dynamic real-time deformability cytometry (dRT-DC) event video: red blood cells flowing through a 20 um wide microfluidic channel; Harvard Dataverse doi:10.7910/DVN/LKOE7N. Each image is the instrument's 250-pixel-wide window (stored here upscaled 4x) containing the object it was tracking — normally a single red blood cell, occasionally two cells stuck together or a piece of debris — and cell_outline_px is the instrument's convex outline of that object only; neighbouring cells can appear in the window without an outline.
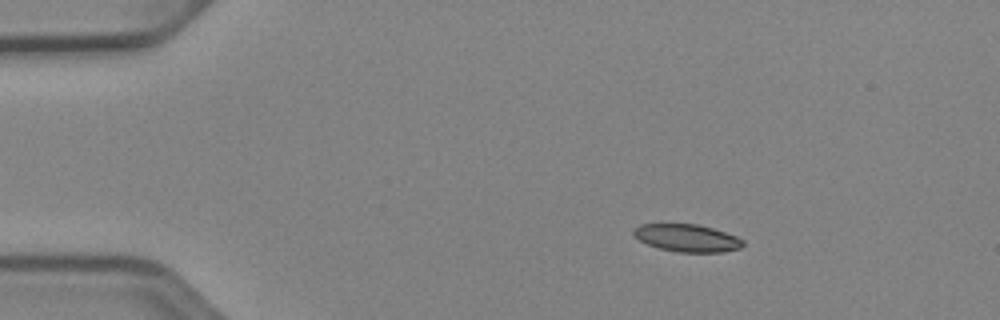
{"species": "Egyptian fruit bat (a non-hibernating species)", "species_latin": "Rousettus aegyptiacus", "temperature_condition": "cold", "stored_images_in_passage": 44, "camera_frame_rate_fps": 3000, "um_per_image_px": 0.085, "animal": {"sex": "female"}, "frame": {"image": 1, "passage_image": 1, "time_ms": 0.0, "image_size_px": [1000, 320], "cell_outline_px": [[744, 244], [740, 248], [724, 252], [676, 252], [660, 248], [648, 244], [640, 240], [632, 232], [640, 224], [696, 224], [712, 228], [736, 236], [744, 240]], "centroid_in_image_um": [58.43, 20.23], "position_along_channel_um": 26.6, "area_um2": 17.34}}
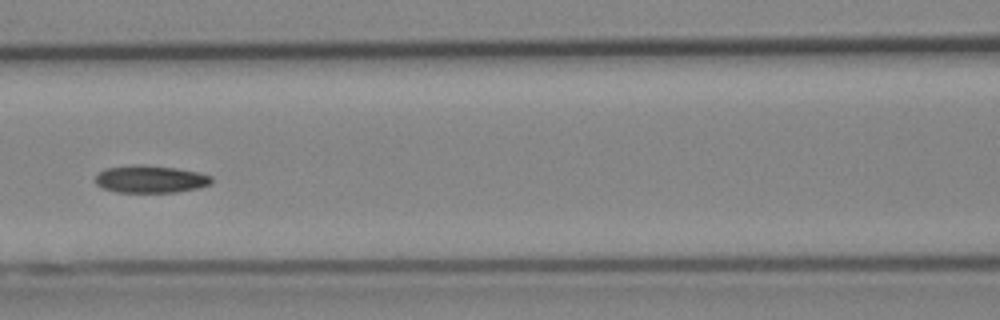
{"frame": {"image": 2, "passage_image": 16, "time_ms": 5.0, "image_size_px": [1000, 320], "cell_outline_px": [[212, 184], [200, 188], [176, 192], [116, 192], [100, 188], [96, 184], [96, 176], [104, 168], [176, 168], [196, 172], [212, 176]], "centroid_in_image_um": [12.84, 15.3], "position_along_channel_um": 153.8, "area_um2": 17.63}}
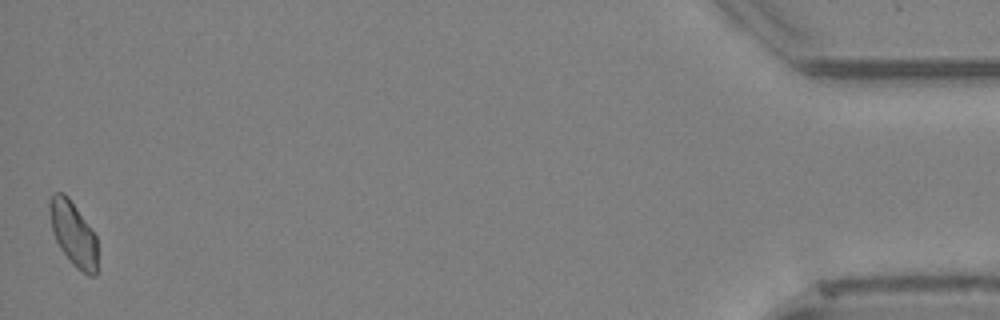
{"frame": {"image": 3, "passage_image": 44, "time_ms": 14.333, "image_size_px": [1000, 320], "cell_outline_px": [[96, 276], [88, 276], [76, 268], [72, 264], [60, 248], [56, 240], [52, 228], [48, 208], [48, 204], [52, 192], [60, 192], [68, 196], [96, 236]], "centroid_in_image_um": [6.2, 19.86], "position_along_channel_um": 429.0, "area_um2": 17.8}, "authors_computed_cell_mechanics": {"area_um2": 18.2937, "velocity_mm_per_s": 3.9136, "shape_relaxation_time_tau1_ms": null, "shape_relaxation_time_tau2_ms": 6.3316, "deformation_change_tau1": null, "deformation_change_tau2": 0.1051}}